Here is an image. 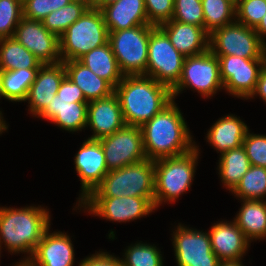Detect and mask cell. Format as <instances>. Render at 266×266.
<instances>
[{
  "label": "cell",
  "instance_id": "44",
  "mask_svg": "<svg viewBox=\"0 0 266 266\" xmlns=\"http://www.w3.org/2000/svg\"><path fill=\"white\" fill-rule=\"evenodd\" d=\"M255 32L258 34L260 40L266 45V14L261 19L260 23L254 28Z\"/></svg>",
  "mask_w": 266,
  "mask_h": 266
},
{
  "label": "cell",
  "instance_id": "10",
  "mask_svg": "<svg viewBox=\"0 0 266 266\" xmlns=\"http://www.w3.org/2000/svg\"><path fill=\"white\" fill-rule=\"evenodd\" d=\"M184 59L159 27L150 32L146 76L172 89L180 80Z\"/></svg>",
  "mask_w": 266,
  "mask_h": 266
},
{
  "label": "cell",
  "instance_id": "35",
  "mask_svg": "<svg viewBox=\"0 0 266 266\" xmlns=\"http://www.w3.org/2000/svg\"><path fill=\"white\" fill-rule=\"evenodd\" d=\"M22 18L23 2L21 0H0V39L13 37Z\"/></svg>",
  "mask_w": 266,
  "mask_h": 266
},
{
  "label": "cell",
  "instance_id": "33",
  "mask_svg": "<svg viewBox=\"0 0 266 266\" xmlns=\"http://www.w3.org/2000/svg\"><path fill=\"white\" fill-rule=\"evenodd\" d=\"M89 8L80 2L71 1L66 6L51 12L43 20L44 27L60 37L65 30L78 20Z\"/></svg>",
  "mask_w": 266,
  "mask_h": 266
},
{
  "label": "cell",
  "instance_id": "3",
  "mask_svg": "<svg viewBox=\"0 0 266 266\" xmlns=\"http://www.w3.org/2000/svg\"><path fill=\"white\" fill-rule=\"evenodd\" d=\"M41 206L0 207V246L4 242L10 253H34L44 232L50 228V215Z\"/></svg>",
  "mask_w": 266,
  "mask_h": 266
},
{
  "label": "cell",
  "instance_id": "30",
  "mask_svg": "<svg viewBox=\"0 0 266 266\" xmlns=\"http://www.w3.org/2000/svg\"><path fill=\"white\" fill-rule=\"evenodd\" d=\"M39 68L1 71L2 91L9 101L21 102L27 97L29 88L35 80Z\"/></svg>",
  "mask_w": 266,
  "mask_h": 266
},
{
  "label": "cell",
  "instance_id": "18",
  "mask_svg": "<svg viewBox=\"0 0 266 266\" xmlns=\"http://www.w3.org/2000/svg\"><path fill=\"white\" fill-rule=\"evenodd\" d=\"M93 129L88 139L99 140L112 135L125 126L122 110L115 93L88 103L86 127Z\"/></svg>",
  "mask_w": 266,
  "mask_h": 266
},
{
  "label": "cell",
  "instance_id": "28",
  "mask_svg": "<svg viewBox=\"0 0 266 266\" xmlns=\"http://www.w3.org/2000/svg\"><path fill=\"white\" fill-rule=\"evenodd\" d=\"M250 167L251 163L243 146L228 150L219 158L218 170L221 182L232 192Z\"/></svg>",
  "mask_w": 266,
  "mask_h": 266
},
{
  "label": "cell",
  "instance_id": "1",
  "mask_svg": "<svg viewBox=\"0 0 266 266\" xmlns=\"http://www.w3.org/2000/svg\"><path fill=\"white\" fill-rule=\"evenodd\" d=\"M176 105L173 99L141 126L146 159L156 161L177 157L196 148L185 119Z\"/></svg>",
  "mask_w": 266,
  "mask_h": 266
},
{
  "label": "cell",
  "instance_id": "38",
  "mask_svg": "<svg viewBox=\"0 0 266 266\" xmlns=\"http://www.w3.org/2000/svg\"><path fill=\"white\" fill-rule=\"evenodd\" d=\"M72 0H26L23 2V17L42 21L51 12L56 11Z\"/></svg>",
  "mask_w": 266,
  "mask_h": 266
},
{
  "label": "cell",
  "instance_id": "42",
  "mask_svg": "<svg viewBox=\"0 0 266 266\" xmlns=\"http://www.w3.org/2000/svg\"><path fill=\"white\" fill-rule=\"evenodd\" d=\"M79 266H122L120 258L110 255L108 252H97L83 259Z\"/></svg>",
  "mask_w": 266,
  "mask_h": 266
},
{
  "label": "cell",
  "instance_id": "43",
  "mask_svg": "<svg viewBox=\"0 0 266 266\" xmlns=\"http://www.w3.org/2000/svg\"><path fill=\"white\" fill-rule=\"evenodd\" d=\"M255 95H259L266 103V64L260 71L255 91L250 98H253Z\"/></svg>",
  "mask_w": 266,
  "mask_h": 266
},
{
  "label": "cell",
  "instance_id": "46",
  "mask_svg": "<svg viewBox=\"0 0 266 266\" xmlns=\"http://www.w3.org/2000/svg\"><path fill=\"white\" fill-rule=\"evenodd\" d=\"M219 266H243L241 260L221 261Z\"/></svg>",
  "mask_w": 266,
  "mask_h": 266
},
{
  "label": "cell",
  "instance_id": "15",
  "mask_svg": "<svg viewBox=\"0 0 266 266\" xmlns=\"http://www.w3.org/2000/svg\"><path fill=\"white\" fill-rule=\"evenodd\" d=\"M13 37L32 52L42 64L61 62L59 37L48 31L42 21L23 17Z\"/></svg>",
  "mask_w": 266,
  "mask_h": 266
},
{
  "label": "cell",
  "instance_id": "11",
  "mask_svg": "<svg viewBox=\"0 0 266 266\" xmlns=\"http://www.w3.org/2000/svg\"><path fill=\"white\" fill-rule=\"evenodd\" d=\"M217 57L223 89L238 98L250 99L266 59H246L232 55Z\"/></svg>",
  "mask_w": 266,
  "mask_h": 266
},
{
  "label": "cell",
  "instance_id": "29",
  "mask_svg": "<svg viewBox=\"0 0 266 266\" xmlns=\"http://www.w3.org/2000/svg\"><path fill=\"white\" fill-rule=\"evenodd\" d=\"M42 63L14 37L0 39V70L39 68Z\"/></svg>",
  "mask_w": 266,
  "mask_h": 266
},
{
  "label": "cell",
  "instance_id": "31",
  "mask_svg": "<svg viewBox=\"0 0 266 266\" xmlns=\"http://www.w3.org/2000/svg\"><path fill=\"white\" fill-rule=\"evenodd\" d=\"M201 3L204 29L209 34L217 28L236 21V4L232 0H201Z\"/></svg>",
  "mask_w": 266,
  "mask_h": 266
},
{
  "label": "cell",
  "instance_id": "25",
  "mask_svg": "<svg viewBox=\"0 0 266 266\" xmlns=\"http://www.w3.org/2000/svg\"><path fill=\"white\" fill-rule=\"evenodd\" d=\"M66 76L81 90L89 103L114 93V88L78 60L64 61Z\"/></svg>",
  "mask_w": 266,
  "mask_h": 266
},
{
  "label": "cell",
  "instance_id": "20",
  "mask_svg": "<svg viewBox=\"0 0 266 266\" xmlns=\"http://www.w3.org/2000/svg\"><path fill=\"white\" fill-rule=\"evenodd\" d=\"M212 251L220 261L242 260L249 248V240L236 222L214 223L208 231Z\"/></svg>",
  "mask_w": 266,
  "mask_h": 266
},
{
  "label": "cell",
  "instance_id": "22",
  "mask_svg": "<svg viewBox=\"0 0 266 266\" xmlns=\"http://www.w3.org/2000/svg\"><path fill=\"white\" fill-rule=\"evenodd\" d=\"M87 110L88 102H72L56 94L37 117L49 120L63 130L76 132L86 127Z\"/></svg>",
  "mask_w": 266,
  "mask_h": 266
},
{
  "label": "cell",
  "instance_id": "16",
  "mask_svg": "<svg viewBox=\"0 0 266 266\" xmlns=\"http://www.w3.org/2000/svg\"><path fill=\"white\" fill-rule=\"evenodd\" d=\"M75 169L81 181L78 205L85 200L103 181L109 172L102 145L99 140L87 139L74 158Z\"/></svg>",
  "mask_w": 266,
  "mask_h": 266
},
{
  "label": "cell",
  "instance_id": "47",
  "mask_svg": "<svg viewBox=\"0 0 266 266\" xmlns=\"http://www.w3.org/2000/svg\"><path fill=\"white\" fill-rule=\"evenodd\" d=\"M85 4L88 8L96 9V0H72Z\"/></svg>",
  "mask_w": 266,
  "mask_h": 266
},
{
  "label": "cell",
  "instance_id": "12",
  "mask_svg": "<svg viewBox=\"0 0 266 266\" xmlns=\"http://www.w3.org/2000/svg\"><path fill=\"white\" fill-rule=\"evenodd\" d=\"M99 141L109 171L146 159L140 126L125 125L122 129Z\"/></svg>",
  "mask_w": 266,
  "mask_h": 266
},
{
  "label": "cell",
  "instance_id": "37",
  "mask_svg": "<svg viewBox=\"0 0 266 266\" xmlns=\"http://www.w3.org/2000/svg\"><path fill=\"white\" fill-rule=\"evenodd\" d=\"M266 14V0H239L236 3V21L255 28Z\"/></svg>",
  "mask_w": 266,
  "mask_h": 266
},
{
  "label": "cell",
  "instance_id": "39",
  "mask_svg": "<svg viewBox=\"0 0 266 266\" xmlns=\"http://www.w3.org/2000/svg\"><path fill=\"white\" fill-rule=\"evenodd\" d=\"M242 146L251 165L266 168V135L249 133L248 130Z\"/></svg>",
  "mask_w": 266,
  "mask_h": 266
},
{
  "label": "cell",
  "instance_id": "13",
  "mask_svg": "<svg viewBox=\"0 0 266 266\" xmlns=\"http://www.w3.org/2000/svg\"><path fill=\"white\" fill-rule=\"evenodd\" d=\"M83 207L95 216L115 222H129L149 215L153 210L154 199L145 197H87L77 207Z\"/></svg>",
  "mask_w": 266,
  "mask_h": 266
},
{
  "label": "cell",
  "instance_id": "23",
  "mask_svg": "<svg viewBox=\"0 0 266 266\" xmlns=\"http://www.w3.org/2000/svg\"><path fill=\"white\" fill-rule=\"evenodd\" d=\"M108 32L129 29L148 22L145 0H118L101 9Z\"/></svg>",
  "mask_w": 266,
  "mask_h": 266
},
{
  "label": "cell",
  "instance_id": "50",
  "mask_svg": "<svg viewBox=\"0 0 266 266\" xmlns=\"http://www.w3.org/2000/svg\"><path fill=\"white\" fill-rule=\"evenodd\" d=\"M4 97L3 91H2V79H1V70H0V99Z\"/></svg>",
  "mask_w": 266,
  "mask_h": 266
},
{
  "label": "cell",
  "instance_id": "45",
  "mask_svg": "<svg viewBox=\"0 0 266 266\" xmlns=\"http://www.w3.org/2000/svg\"><path fill=\"white\" fill-rule=\"evenodd\" d=\"M118 0H96V9L101 10L109 4H112Z\"/></svg>",
  "mask_w": 266,
  "mask_h": 266
},
{
  "label": "cell",
  "instance_id": "49",
  "mask_svg": "<svg viewBox=\"0 0 266 266\" xmlns=\"http://www.w3.org/2000/svg\"><path fill=\"white\" fill-rule=\"evenodd\" d=\"M15 266H31L27 261L17 262Z\"/></svg>",
  "mask_w": 266,
  "mask_h": 266
},
{
  "label": "cell",
  "instance_id": "8",
  "mask_svg": "<svg viewBox=\"0 0 266 266\" xmlns=\"http://www.w3.org/2000/svg\"><path fill=\"white\" fill-rule=\"evenodd\" d=\"M209 50L216 56L266 59V45L260 40L254 28L237 21L217 28L209 34Z\"/></svg>",
  "mask_w": 266,
  "mask_h": 266
},
{
  "label": "cell",
  "instance_id": "14",
  "mask_svg": "<svg viewBox=\"0 0 266 266\" xmlns=\"http://www.w3.org/2000/svg\"><path fill=\"white\" fill-rule=\"evenodd\" d=\"M172 238L177 266H219L208 232L178 224Z\"/></svg>",
  "mask_w": 266,
  "mask_h": 266
},
{
  "label": "cell",
  "instance_id": "51",
  "mask_svg": "<svg viewBox=\"0 0 266 266\" xmlns=\"http://www.w3.org/2000/svg\"><path fill=\"white\" fill-rule=\"evenodd\" d=\"M235 4L239 1V0H232Z\"/></svg>",
  "mask_w": 266,
  "mask_h": 266
},
{
  "label": "cell",
  "instance_id": "17",
  "mask_svg": "<svg viewBox=\"0 0 266 266\" xmlns=\"http://www.w3.org/2000/svg\"><path fill=\"white\" fill-rule=\"evenodd\" d=\"M65 76V65L62 61L42 64L39 67L25 99L30 104L29 110L33 116H38L51 103Z\"/></svg>",
  "mask_w": 266,
  "mask_h": 266
},
{
  "label": "cell",
  "instance_id": "6",
  "mask_svg": "<svg viewBox=\"0 0 266 266\" xmlns=\"http://www.w3.org/2000/svg\"><path fill=\"white\" fill-rule=\"evenodd\" d=\"M108 40L109 32L101 10L89 8L59 37L61 61L78 60Z\"/></svg>",
  "mask_w": 266,
  "mask_h": 266
},
{
  "label": "cell",
  "instance_id": "36",
  "mask_svg": "<svg viewBox=\"0 0 266 266\" xmlns=\"http://www.w3.org/2000/svg\"><path fill=\"white\" fill-rule=\"evenodd\" d=\"M172 20L204 28L201 0H174Z\"/></svg>",
  "mask_w": 266,
  "mask_h": 266
},
{
  "label": "cell",
  "instance_id": "9",
  "mask_svg": "<svg viewBox=\"0 0 266 266\" xmlns=\"http://www.w3.org/2000/svg\"><path fill=\"white\" fill-rule=\"evenodd\" d=\"M187 87L206 98L223 89L219 59L209 49L204 53L185 57L180 80L171 89L172 98L175 99Z\"/></svg>",
  "mask_w": 266,
  "mask_h": 266
},
{
  "label": "cell",
  "instance_id": "34",
  "mask_svg": "<svg viewBox=\"0 0 266 266\" xmlns=\"http://www.w3.org/2000/svg\"><path fill=\"white\" fill-rule=\"evenodd\" d=\"M161 251L153 245L135 243L128 246L124 259H120L122 266H163Z\"/></svg>",
  "mask_w": 266,
  "mask_h": 266
},
{
  "label": "cell",
  "instance_id": "4",
  "mask_svg": "<svg viewBox=\"0 0 266 266\" xmlns=\"http://www.w3.org/2000/svg\"><path fill=\"white\" fill-rule=\"evenodd\" d=\"M200 150L196 146L192 151L177 156L154 161V206L163 202H175L191 187Z\"/></svg>",
  "mask_w": 266,
  "mask_h": 266
},
{
  "label": "cell",
  "instance_id": "7",
  "mask_svg": "<svg viewBox=\"0 0 266 266\" xmlns=\"http://www.w3.org/2000/svg\"><path fill=\"white\" fill-rule=\"evenodd\" d=\"M154 25H139L109 32V43L124 76L146 75L150 32Z\"/></svg>",
  "mask_w": 266,
  "mask_h": 266
},
{
  "label": "cell",
  "instance_id": "41",
  "mask_svg": "<svg viewBox=\"0 0 266 266\" xmlns=\"http://www.w3.org/2000/svg\"><path fill=\"white\" fill-rule=\"evenodd\" d=\"M57 95L62 99L72 102H87L82 90L67 76L61 81Z\"/></svg>",
  "mask_w": 266,
  "mask_h": 266
},
{
  "label": "cell",
  "instance_id": "21",
  "mask_svg": "<svg viewBox=\"0 0 266 266\" xmlns=\"http://www.w3.org/2000/svg\"><path fill=\"white\" fill-rule=\"evenodd\" d=\"M158 27L185 57L198 55L209 49V33L203 27L175 20H169Z\"/></svg>",
  "mask_w": 266,
  "mask_h": 266
},
{
  "label": "cell",
  "instance_id": "40",
  "mask_svg": "<svg viewBox=\"0 0 266 266\" xmlns=\"http://www.w3.org/2000/svg\"><path fill=\"white\" fill-rule=\"evenodd\" d=\"M148 22L158 27L173 18L174 0H145Z\"/></svg>",
  "mask_w": 266,
  "mask_h": 266
},
{
  "label": "cell",
  "instance_id": "5",
  "mask_svg": "<svg viewBox=\"0 0 266 266\" xmlns=\"http://www.w3.org/2000/svg\"><path fill=\"white\" fill-rule=\"evenodd\" d=\"M154 161L145 159L110 170L88 197H145L154 199Z\"/></svg>",
  "mask_w": 266,
  "mask_h": 266
},
{
  "label": "cell",
  "instance_id": "2",
  "mask_svg": "<svg viewBox=\"0 0 266 266\" xmlns=\"http://www.w3.org/2000/svg\"><path fill=\"white\" fill-rule=\"evenodd\" d=\"M125 125L142 126L172 100L171 89L146 75H127L114 88Z\"/></svg>",
  "mask_w": 266,
  "mask_h": 266
},
{
  "label": "cell",
  "instance_id": "32",
  "mask_svg": "<svg viewBox=\"0 0 266 266\" xmlns=\"http://www.w3.org/2000/svg\"><path fill=\"white\" fill-rule=\"evenodd\" d=\"M241 200H264L266 196V168L251 165L232 191Z\"/></svg>",
  "mask_w": 266,
  "mask_h": 266
},
{
  "label": "cell",
  "instance_id": "27",
  "mask_svg": "<svg viewBox=\"0 0 266 266\" xmlns=\"http://www.w3.org/2000/svg\"><path fill=\"white\" fill-rule=\"evenodd\" d=\"M239 213L234 221L244 233L252 240L266 238V200H242Z\"/></svg>",
  "mask_w": 266,
  "mask_h": 266
},
{
  "label": "cell",
  "instance_id": "48",
  "mask_svg": "<svg viewBox=\"0 0 266 266\" xmlns=\"http://www.w3.org/2000/svg\"><path fill=\"white\" fill-rule=\"evenodd\" d=\"M2 112L0 111V134H2L3 131L8 129V125L5 123Z\"/></svg>",
  "mask_w": 266,
  "mask_h": 266
},
{
  "label": "cell",
  "instance_id": "19",
  "mask_svg": "<svg viewBox=\"0 0 266 266\" xmlns=\"http://www.w3.org/2000/svg\"><path fill=\"white\" fill-rule=\"evenodd\" d=\"M73 246L67 233H49L48 228L27 262L31 266H73Z\"/></svg>",
  "mask_w": 266,
  "mask_h": 266
},
{
  "label": "cell",
  "instance_id": "24",
  "mask_svg": "<svg viewBox=\"0 0 266 266\" xmlns=\"http://www.w3.org/2000/svg\"><path fill=\"white\" fill-rule=\"evenodd\" d=\"M248 129L247 125L237 116L233 114L226 115L219 118L210 127L206 134L207 142L213 145L221 155L228 150L242 146Z\"/></svg>",
  "mask_w": 266,
  "mask_h": 266
},
{
  "label": "cell",
  "instance_id": "26",
  "mask_svg": "<svg viewBox=\"0 0 266 266\" xmlns=\"http://www.w3.org/2000/svg\"><path fill=\"white\" fill-rule=\"evenodd\" d=\"M80 63L92 70L98 77L106 80L113 88L122 80L121 73L109 41L78 59Z\"/></svg>",
  "mask_w": 266,
  "mask_h": 266
}]
</instances>
